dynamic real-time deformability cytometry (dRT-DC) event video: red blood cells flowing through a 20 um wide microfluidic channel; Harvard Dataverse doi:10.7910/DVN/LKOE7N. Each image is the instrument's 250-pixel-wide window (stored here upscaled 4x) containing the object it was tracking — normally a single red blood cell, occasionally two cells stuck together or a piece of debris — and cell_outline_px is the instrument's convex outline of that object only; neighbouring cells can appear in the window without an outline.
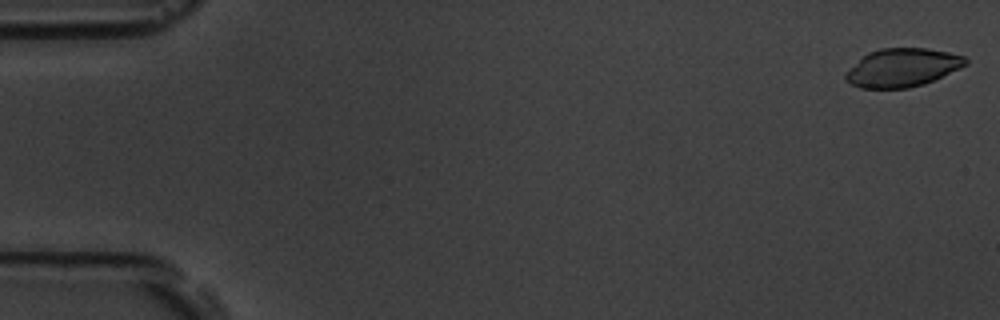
{"species": "common noctule bat (a hibernating species)", "species_latin": "Nyctalus noctula", "temperature_condition": "room temperature", "stored_images_in_passage": 11, "camera_frame_rate_fps": 3000, "um_per_image_px": 0.085, "animal": {"sex": "male", "body_mass_g": 19.5, "forearm_length_mm": 54.6}, "frame": {"image": 1, "passage_image": 1, "time_ms": 0.0, "image_size_px": [1000, 320], "cell_outline_px": [[968, 64], [960, 68], [924, 84], [908, 88], [860, 88], [844, 80], [844, 76], [868, 52], [880, 48], [924, 48], [948, 52], [964, 56], [968, 60]], "centroid_in_image_um": [76.73, 5.75], "position_along_channel_um": 8.3, "area_um2": 26.47}}